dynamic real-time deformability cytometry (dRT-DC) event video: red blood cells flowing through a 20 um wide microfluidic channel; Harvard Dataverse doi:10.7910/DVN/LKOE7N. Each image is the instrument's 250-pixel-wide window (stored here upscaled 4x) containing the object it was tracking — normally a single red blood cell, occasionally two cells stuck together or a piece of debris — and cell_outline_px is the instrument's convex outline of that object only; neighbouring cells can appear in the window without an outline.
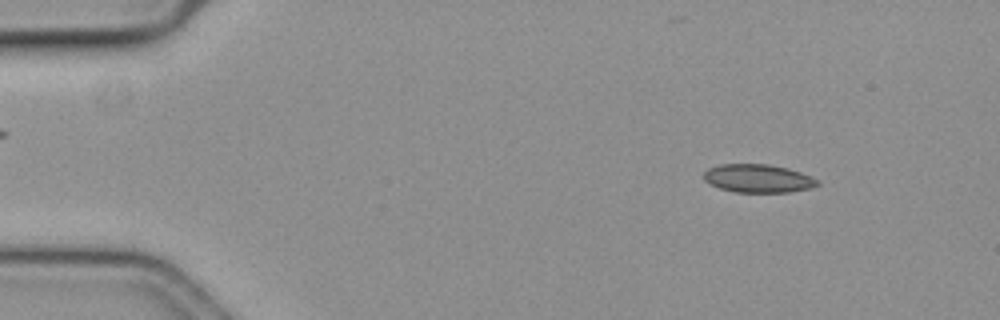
{"species": "common noctule bat (a hibernating species)", "species_latin": "Nyctalus noctula", "temperature_condition": "cold", "stored_images_in_passage": 58, "camera_frame_rate_fps": 3000, "um_per_image_px": 0.085, "animal": {"sex": "female", "body_mass_g": 19.3, "forearm_length_mm": 54.1}, "frame": {"image": 1, "passage_image": 7, "time_ms": 2.0, "image_size_px": [1000, 320], "cell_outline_px": [[820, 184], [808, 188], [788, 192], [736, 192], [720, 188], [704, 180], [704, 172], [708, 168], [720, 164], [768, 164], [788, 168], [800, 172], [820, 180]], "centroid_in_image_um": [64.44, 15.16], "position_along_channel_um": 20.6, "area_um2": 18.61}}
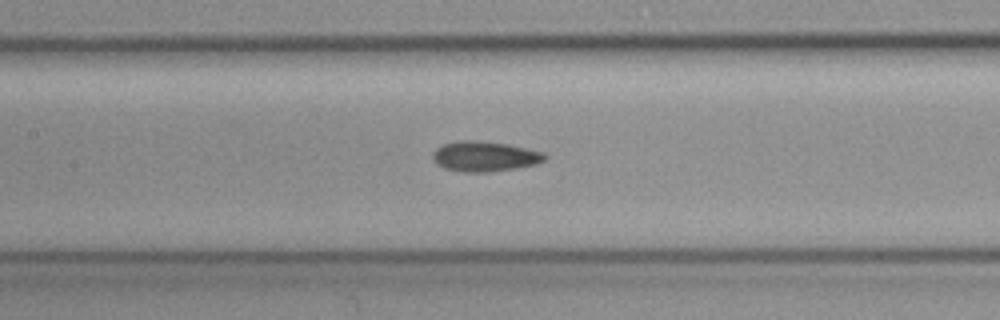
{"frame": {"image": 2, "passage_image": 27, "time_ms": 8.667, "image_size_px": [1000, 320], "cell_outline_px": [[548, 156], [544, 160], [536, 164], [516, 168], [488, 172], [460, 172], [444, 168], [436, 164], [432, 160], [432, 152], [436, 148], [444, 144], [464, 140], [468, 140], [508, 144], [544, 152]], "centroid_in_image_um": [41.18, 13.3], "position_along_channel_um": 166.2, "area_um2": 19.71}}
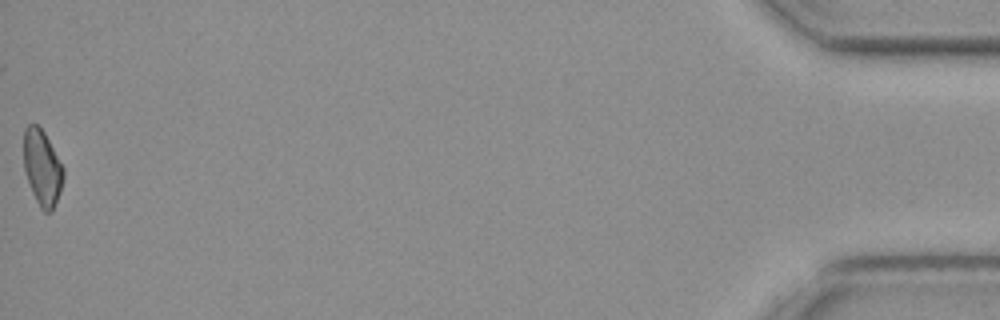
{"frame": {"image": 3, "passage_image": 58, "time_ms": 19.0, "image_size_px": [1000, 320], "cell_outline_px": [[64, 176], [60, 192], [52, 212], [44, 212], [40, 208], [32, 192], [24, 168], [24, 128], [28, 124], [36, 124], [44, 132], [64, 168]], "centroid_in_image_um": [3.59, 14.26], "position_along_channel_um": 431.6, "area_um2": 17.4}}